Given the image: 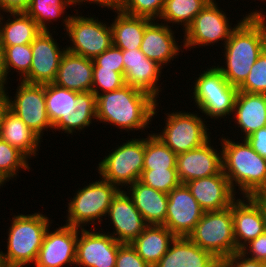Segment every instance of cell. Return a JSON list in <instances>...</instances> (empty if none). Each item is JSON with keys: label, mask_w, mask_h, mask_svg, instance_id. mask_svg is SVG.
<instances>
[{"label": "cell", "mask_w": 266, "mask_h": 267, "mask_svg": "<svg viewBox=\"0 0 266 267\" xmlns=\"http://www.w3.org/2000/svg\"><path fill=\"white\" fill-rule=\"evenodd\" d=\"M118 146V147H117ZM97 166L99 177L124 190L140 180L143 172L145 138H131L116 145Z\"/></svg>", "instance_id": "cell-8"}, {"label": "cell", "mask_w": 266, "mask_h": 267, "mask_svg": "<svg viewBox=\"0 0 266 267\" xmlns=\"http://www.w3.org/2000/svg\"><path fill=\"white\" fill-rule=\"evenodd\" d=\"M8 93H9L8 90L0 92V133H1L2 124H3L5 114L10 109Z\"/></svg>", "instance_id": "cell-51"}, {"label": "cell", "mask_w": 266, "mask_h": 267, "mask_svg": "<svg viewBox=\"0 0 266 267\" xmlns=\"http://www.w3.org/2000/svg\"><path fill=\"white\" fill-rule=\"evenodd\" d=\"M45 104L47 116L52 126L58 120H67L68 89L55 83L45 84Z\"/></svg>", "instance_id": "cell-36"}, {"label": "cell", "mask_w": 266, "mask_h": 267, "mask_svg": "<svg viewBox=\"0 0 266 267\" xmlns=\"http://www.w3.org/2000/svg\"><path fill=\"white\" fill-rule=\"evenodd\" d=\"M106 217L113 226L112 233H107L122 244H131L147 226L132 198L124 189L113 198Z\"/></svg>", "instance_id": "cell-17"}, {"label": "cell", "mask_w": 266, "mask_h": 267, "mask_svg": "<svg viewBox=\"0 0 266 267\" xmlns=\"http://www.w3.org/2000/svg\"><path fill=\"white\" fill-rule=\"evenodd\" d=\"M159 103L147 92L124 85L122 88L96 97L98 123L110 124L120 131H145L157 116Z\"/></svg>", "instance_id": "cell-1"}, {"label": "cell", "mask_w": 266, "mask_h": 267, "mask_svg": "<svg viewBox=\"0 0 266 267\" xmlns=\"http://www.w3.org/2000/svg\"><path fill=\"white\" fill-rule=\"evenodd\" d=\"M238 91L266 95V49L251 67L250 73L238 87Z\"/></svg>", "instance_id": "cell-39"}, {"label": "cell", "mask_w": 266, "mask_h": 267, "mask_svg": "<svg viewBox=\"0 0 266 267\" xmlns=\"http://www.w3.org/2000/svg\"><path fill=\"white\" fill-rule=\"evenodd\" d=\"M245 139L254 151L266 159V126L255 131Z\"/></svg>", "instance_id": "cell-46"}, {"label": "cell", "mask_w": 266, "mask_h": 267, "mask_svg": "<svg viewBox=\"0 0 266 267\" xmlns=\"http://www.w3.org/2000/svg\"><path fill=\"white\" fill-rule=\"evenodd\" d=\"M3 11L0 10V38H1V26H2V21L5 20V15L1 14Z\"/></svg>", "instance_id": "cell-52"}, {"label": "cell", "mask_w": 266, "mask_h": 267, "mask_svg": "<svg viewBox=\"0 0 266 267\" xmlns=\"http://www.w3.org/2000/svg\"><path fill=\"white\" fill-rule=\"evenodd\" d=\"M177 111L164 113V129L154 133L176 155L198 148L211 138V132H208L211 126H207L210 121H205L203 115Z\"/></svg>", "instance_id": "cell-10"}, {"label": "cell", "mask_w": 266, "mask_h": 267, "mask_svg": "<svg viewBox=\"0 0 266 267\" xmlns=\"http://www.w3.org/2000/svg\"><path fill=\"white\" fill-rule=\"evenodd\" d=\"M97 230L98 228H78L75 267H115L122 243L103 232V228Z\"/></svg>", "instance_id": "cell-13"}, {"label": "cell", "mask_w": 266, "mask_h": 267, "mask_svg": "<svg viewBox=\"0 0 266 267\" xmlns=\"http://www.w3.org/2000/svg\"><path fill=\"white\" fill-rule=\"evenodd\" d=\"M117 14L110 24L113 45L122 50L140 49L145 27L152 19L125 14L120 9H114Z\"/></svg>", "instance_id": "cell-29"}, {"label": "cell", "mask_w": 266, "mask_h": 267, "mask_svg": "<svg viewBox=\"0 0 266 267\" xmlns=\"http://www.w3.org/2000/svg\"><path fill=\"white\" fill-rule=\"evenodd\" d=\"M175 238L164 225H147L131 245L149 266L154 267Z\"/></svg>", "instance_id": "cell-28"}, {"label": "cell", "mask_w": 266, "mask_h": 267, "mask_svg": "<svg viewBox=\"0 0 266 267\" xmlns=\"http://www.w3.org/2000/svg\"><path fill=\"white\" fill-rule=\"evenodd\" d=\"M232 217L236 252L265 232L259 206L249 196H241L232 203Z\"/></svg>", "instance_id": "cell-22"}, {"label": "cell", "mask_w": 266, "mask_h": 267, "mask_svg": "<svg viewBox=\"0 0 266 267\" xmlns=\"http://www.w3.org/2000/svg\"><path fill=\"white\" fill-rule=\"evenodd\" d=\"M0 138L12 147L21 151L28 159L38 155L41 138L33 132L13 111L10 109L5 114Z\"/></svg>", "instance_id": "cell-30"}, {"label": "cell", "mask_w": 266, "mask_h": 267, "mask_svg": "<svg viewBox=\"0 0 266 267\" xmlns=\"http://www.w3.org/2000/svg\"><path fill=\"white\" fill-rule=\"evenodd\" d=\"M126 190L147 225H164L168 206L167 193L155 190L140 180L129 185Z\"/></svg>", "instance_id": "cell-27"}, {"label": "cell", "mask_w": 266, "mask_h": 267, "mask_svg": "<svg viewBox=\"0 0 266 267\" xmlns=\"http://www.w3.org/2000/svg\"><path fill=\"white\" fill-rule=\"evenodd\" d=\"M4 48L5 66L7 74L14 70L19 75L21 81L30 71L32 63V48L31 44L2 46Z\"/></svg>", "instance_id": "cell-37"}, {"label": "cell", "mask_w": 266, "mask_h": 267, "mask_svg": "<svg viewBox=\"0 0 266 267\" xmlns=\"http://www.w3.org/2000/svg\"><path fill=\"white\" fill-rule=\"evenodd\" d=\"M249 197L259 206L266 232V193H257Z\"/></svg>", "instance_id": "cell-50"}, {"label": "cell", "mask_w": 266, "mask_h": 267, "mask_svg": "<svg viewBox=\"0 0 266 267\" xmlns=\"http://www.w3.org/2000/svg\"><path fill=\"white\" fill-rule=\"evenodd\" d=\"M158 22V20H152L145 27L140 50L148 59L157 62L164 68L168 63H171V60L178 58L176 56L180 52H183L181 50L183 44L178 45L179 41L175 39V31L173 28L171 29V26Z\"/></svg>", "instance_id": "cell-21"}, {"label": "cell", "mask_w": 266, "mask_h": 267, "mask_svg": "<svg viewBox=\"0 0 266 267\" xmlns=\"http://www.w3.org/2000/svg\"><path fill=\"white\" fill-rule=\"evenodd\" d=\"M69 18L66 35L70 45L66 50L81 55L85 58L94 59L113 45L112 30L108 22L104 23L96 17L82 16L78 10Z\"/></svg>", "instance_id": "cell-11"}, {"label": "cell", "mask_w": 266, "mask_h": 267, "mask_svg": "<svg viewBox=\"0 0 266 267\" xmlns=\"http://www.w3.org/2000/svg\"><path fill=\"white\" fill-rule=\"evenodd\" d=\"M204 212L188 187L185 184H180L168 193L164 226L176 237H188Z\"/></svg>", "instance_id": "cell-16"}, {"label": "cell", "mask_w": 266, "mask_h": 267, "mask_svg": "<svg viewBox=\"0 0 266 267\" xmlns=\"http://www.w3.org/2000/svg\"><path fill=\"white\" fill-rule=\"evenodd\" d=\"M218 267H266V263L247 258L240 251L219 262Z\"/></svg>", "instance_id": "cell-45"}, {"label": "cell", "mask_w": 266, "mask_h": 267, "mask_svg": "<svg viewBox=\"0 0 266 267\" xmlns=\"http://www.w3.org/2000/svg\"><path fill=\"white\" fill-rule=\"evenodd\" d=\"M218 6V2H209L193 19L192 23L183 31V50L193 49L197 46L199 48L205 47L221 42L223 46L230 38L231 33L237 28V26L246 17H266L264 11L254 9L245 17L237 21V24L230 23V17H227V13L221 10Z\"/></svg>", "instance_id": "cell-7"}, {"label": "cell", "mask_w": 266, "mask_h": 267, "mask_svg": "<svg viewBox=\"0 0 266 267\" xmlns=\"http://www.w3.org/2000/svg\"><path fill=\"white\" fill-rule=\"evenodd\" d=\"M209 2H211V3H215L216 2V0H208Z\"/></svg>", "instance_id": "cell-53"}, {"label": "cell", "mask_w": 266, "mask_h": 267, "mask_svg": "<svg viewBox=\"0 0 266 267\" xmlns=\"http://www.w3.org/2000/svg\"><path fill=\"white\" fill-rule=\"evenodd\" d=\"M92 74L93 59L66 50L53 83L76 92L92 91Z\"/></svg>", "instance_id": "cell-25"}, {"label": "cell", "mask_w": 266, "mask_h": 267, "mask_svg": "<svg viewBox=\"0 0 266 267\" xmlns=\"http://www.w3.org/2000/svg\"><path fill=\"white\" fill-rule=\"evenodd\" d=\"M145 138L143 170L177 169V155L153 132Z\"/></svg>", "instance_id": "cell-34"}, {"label": "cell", "mask_w": 266, "mask_h": 267, "mask_svg": "<svg viewBox=\"0 0 266 267\" xmlns=\"http://www.w3.org/2000/svg\"><path fill=\"white\" fill-rule=\"evenodd\" d=\"M95 119L96 95L92 91L76 92L68 89L67 120H58L53 130L63 131L68 137L69 134L89 128Z\"/></svg>", "instance_id": "cell-24"}, {"label": "cell", "mask_w": 266, "mask_h": 267, "mask_svg": "<svg viewBox=\"0 0 266 267\" xmlns=\"http://www.w3.org/2000/svg\"><path fill=\"white\" fill-rule=\"evenodd\" d=\"M28 160L21 151L0 138V188L17 178L20 168L29 172L32 168Z\"/></svg>", "instance_id": "cell-35"}, {"label": "cell", "mask_w": 266, "mask_h": 267, "mask_svg": "<svg viewBox=\"0 0 266 267\" xmlns=\"http://www.w3.org/2000/svg\"><path fill=\"white\" fill-rule=\"evenodd\" d=\"M53 30L41 31L31 43L32 63L29 73L21 80L30 84L53 83L60 60L66 47L58 45L54 39ZM52 32V33H51Z\"/></svg>", "instance_id": "cell-15"}, {"label": "cell", "mask_w": 266, "mask_h": 267, "mask_svg": "<svg viewBox=\"0 0 266 267\" xmlns=\"http://www.w3.org/2000/svg\"><path fill=\"white\" fill-rule=\"evenodd\" d=\"M12 221V222H11ZM7 231V252L0 251L1 267H26L34 264L51 222L39 212L13 215Z\"/></svg>", "instance_id": "cell-4"}, {"label": "cell", "mask_w": 266, "mask_h": 267, "mask_svg": "<svg viewBox=\"0 0 266 267\" xmlns=\"http://www.w3.org/2000/svg\"><path fill=\"white\" fill-rule=\"evenodd\" d=\"M6 18L8 19L5 22L2 21L1 26L0 44L2 46L31 44L42 31L25 12H8Z\"/></svg>", "instance_id": "cell-31"}, {"label": "cell", "mask_w": 266, "mask_h": 267, "mask_svg": "<svg viewBox=\"0 0 266 267\" xmlns=\"http://www.w3.org/2000/svg\"><path fill=\"white\" fill-rule=\"evenodd\" d=\"M93 67L113 69L124 76L123 50L112 45L93 59Z\"/></svg>", "instance_id": "cell-42"}, {"label": "cell", "mask_w": 266, "mask_h": 267, "mask_svg": "<svg viewBox=\"0 0 266 267\" xmlns=\"http://www.w3.org/2000/svg\"><path fill=\"white\" fill-rule=\"evenodd\" d=\"M140 181L167 194L181 184L177 169L143 170Z\"/></svg>", "instance_id": "cell-38"}, {"label": "cell", "mask_w": 266, "mask_h": 267, "mask_svg": "<svg viewBox=\"0 0 266 267\" xmlns=\"http://www.w3.org/2000/svg\"><path fill=\"white\" fill-rule=\"evenodd\" d=\"M222 47L225 65L217 67L230 85L238 88L266 49V17H246Z\"/></svg>", "instance_id": "cell-2"}, {"label": "cell", "mask_w": 266, "mask_h": 267, "mask_svg": "<svg viewBox=\"0 0 266 267\" xmlns=\"http://www.w3.org/2000/svg\"><path fill=\"white\" fill-rule=\"evenodd\" d=\"M240 252L247 258L266 263V232L251 240Z\"/></svg>", "instance_id": "cell-44"}, {"label": "cell", "mask_w": 266, "mask_h": 267, "mask_svg": "<svg viewBox=\"0 0 266 267\" xmlns=\"http://www.w3.org/2000/svg\"><path fill=\"white\" fill-rule=\"evenodd\" d=\"M209 3L208 0H165L162 13L158 21L166 25L172 23L181 25L182 31L192 23L195 16Z\"/></svg>", "instance_id": "cell-33"}, {"label": "cell", "mask_w": 266, "mask_h": 267, "mask_svg": "<svg viewBox=\"0 0 266 267\" xmlns=\"http://www.w3.org/2000/svg\"><path fill=\"white\" fill-rule=\"evenodd\" d=\"M115 267H151L149 266L132 247L131 244H122L117 253Z\"/></svg>", "instance_id": "cell-43"}, {"label": "cell", "mask_w": 266, "mask_h": 267, "mask_svg": "<svg viewBox=\"0 0 266 267\" xmlns=\"http://www.w3.org/2000/svg\"><path fill=\"white\" fill-rule=\"evenodd\" d=\"M100 178L79 188L73 198L68 200L70 202H67L66 225L79 229H84V226L87 228L89 225L96 228L95 225L101 224L103 218L106 220L112 200L120 189L102 177Z\"/></svg>", "instance_id": "cell-5"}, {"label": "cell", "mask_w": 266, "mask_h": 267, "mask_svg": "<svg viewBox=\"0 0 266 267\" xmlns=\"http://www.w3.org/2000/svg\"><path fill=\"white\" fill-rule=\"evenodd\" d=\"M30 0H0V10L3 11V14L8 12H24Z\"/></svg>", "instance_id": "cell-47"}, {"label": "cell", "mask_w": 266, "mask_h": 267, "mask_svg": "<svg viewBox=\"0 0 266 267\" xmlns=\"http://www.w3.org/2000/svg\"><path fill=\"white\" fill-rule=\"evenodd\" d=\"M219 262L189 237H176L154 267H218Z\"/></svg>", "instance_id": "cell-23"}, {"label": "cell", "mask_w": 266, "mask_h": 267, "mask_svg": "<svg viewBox=\"0 0 266 267\" xmlns=\"http://www.w3.org/2000/svg\"><path fill=\"white\" fill-rule=\"evenodd\" d=\"M165 0H123L119 9L131 16L146 17L158 20Z\"/></svg>", "instance_id": "cell-41"}, {"label": "cell", "mask_w": 266, "mask_h": 267, "mask_svg": "<svg viewBox=\"0 0 266 267\" xmlns=\"http://www.w3.org/2000/svg\"><path fill=\"white\" fill-rule=\"evenodd\" d=\"M78 228L63 225L47 229L34 267H67L75 265Z\"/></svg>", "instance_id": "cell-14"}, {"label": "cell", "mask_w": 266, "mask_h": 267, "mask_svg": "<svg viewBox=\"0 0 266 267\" xmlns=\"http://www.w3.org/2000/svg\"><path fill=\"white\" fill-rule=\"evenodd\" d=\"M8 74H7V70H6V66H5V56H4V48L2 47V45L0 44V92L2 91H7L6 87L7 86V82L9 78ZM6 85V86H5Z\"/></svg>", "instance_id": "cell-49"}, {"label": "cell", "mask_w": 266, "mask_h": 267, "mask_svg": "<svg viewBox=\"0 0 266 267\" xmlns=\"http://www.w3.org/2000/svg\"><path fill=\"white\" fill-rule=\"evenodd\" d=\"M123 0H73V4H74V7L76 5H83L84 3H88V4H96L100 7H103V8H108L111 9V10H114V9H119L121 3H122Z\"/></svg>", "instance_id": "cell-48"}, {"label": "cell", "mask_w": 266, "mask_h": 267, "mask_svg": "<svg viewBox=\"0 0 266 267\" xmlns=\"http://www.w3.org/2000/svg\"><path fill=\"white\" fill-rule=\"evenodd\" d=\"M232 115L230 119H235L238 131L244 135L240 137L247 138L266 126V95L238 91Z\"/></svg>", "instance_id": "cell-26"}, {"label": "cell", "mask_w": 266, "mask_h": 267, "mask_svg": "<svg viewBox=\"0 0 266 267\" xmlns=\"http://www.w3.org/2000/svg\"><path fill=\"white\" fill-rule=\"evenodd\" d=\"M188 237L220 261L232 256L236 252L232 205L224 210L204 212Z\"/></svg>", "instance_id": "cell-9"}, {"label": "cell", "mask_w": 266, "mask_h": 267, "mask_svg": "<svg viewBox=\"0 0 266 267\" xmlns=\"http://www.w3.org/2000/svg\"><path fill=\"white\" fill-rule=\"evenodd\" d=\"M220 138L222 171L235 193L242 196L266 193V159L246 139L235 142L228 136Z\"/></svg>", "instance_id": "cell-3"}, {"label": "cell", "mask_w": 266, "mask_h": 267, "mask_svg": "<svg viewBox=\"0 0 266 267\" xmlns=\"http://www.w3.org/2000/svg\"><path fill=\"white\" fill-rule=\"evenodd\" d=\"M92 77V92L96 95V97L99 94L111 92L126 85L124 76L113 69L93 67Z\"/></svg>", "instance_id": "cell-40"}, {"label": "cell", "mask_w": 266, "mask_h": 267, "mask_svg": "<svg viewBox=\"0 0 266 267\" xmlns=\"http://www.w3.org/2000/svg\"><path fill=\"white\" fill-rule=\"evenodd\" d=\"M185 185L205 212L224 210L238 198L223 171L191 180Z\"/></svg>", "instance_id": "cell-20"}, {"label": "cell", "mask_w": 266, "mask_h": 267, "mask_svg": "<svg viewBox=\"0 0 266 267\" xmlns=\"http://www.w3.org/2000/svg\"><path fill=\"white\" fill-rule=\"evenodd\" d=\"M216 66L200 71L199 77H195L191 97L205 118L226 121L233 113L238 88L230 85Z\"/></svg>", "instance_id": "cell-6"}, {"label": "cell", "mask_w": 266, "mask_h": 267, "mask_svg": "<svg viewBox=\"0 0 266 267\" xmlns=\"http://www.w3.org/2000/svg\"><path fill=\"white\" fill-rule=\"evenodd\" d=\"M211 139L198 148L177 155L176 168L181 184L222 171V151L214 149Z\"/></svg>", "instance_id": "cell-19"}, {"label": "cell", "mask_w": 266, "mask_h": 267, "mask_svg": "<svg viewBox=\"0 0 266 267\" xmlns=\"http://www.w3.org/2000/svg\"><path fill=\"white\" fill-rule=\"evenodd\" d=\"M124 81L126 85L150 94L157 101L162 88L163 67L148 59L140 49L123 50Z\"/></svg>", "instance_id": "cell-18"}, {"label": "cell", "mask_w": 266, "mask_h": 267, "mask_svg": "<svg viewBox=\"0 0 266 267\" xmlns=\"http://www.w3.org/2000/svg\"><path fill=\"white\" fill-rule=\"evenodd\" d=\"M18 82L14 99L8 94L10 110L42 139L43 132L53 129L47 116L45 84Z\"/></svg>", "instance_id": "cell-12"}, {"label": "cell", "mask_w": 266, "mask_h": 267, "mask_svg": "<svg viewBox=\"0 0 266 267\" xmlns=\"http://www.w3.org/2000/svg\"><path fill=\"white\" fill-rule=\"evenodd\" d=\"M70 5L74 6L73 0H30L24 12L38 24L42 31H50L49 25L57 20L59 22L62 18L65 31L71 14L63 15Z\"/></svg>", "instance_id": "cell-32"}]
</instances>
